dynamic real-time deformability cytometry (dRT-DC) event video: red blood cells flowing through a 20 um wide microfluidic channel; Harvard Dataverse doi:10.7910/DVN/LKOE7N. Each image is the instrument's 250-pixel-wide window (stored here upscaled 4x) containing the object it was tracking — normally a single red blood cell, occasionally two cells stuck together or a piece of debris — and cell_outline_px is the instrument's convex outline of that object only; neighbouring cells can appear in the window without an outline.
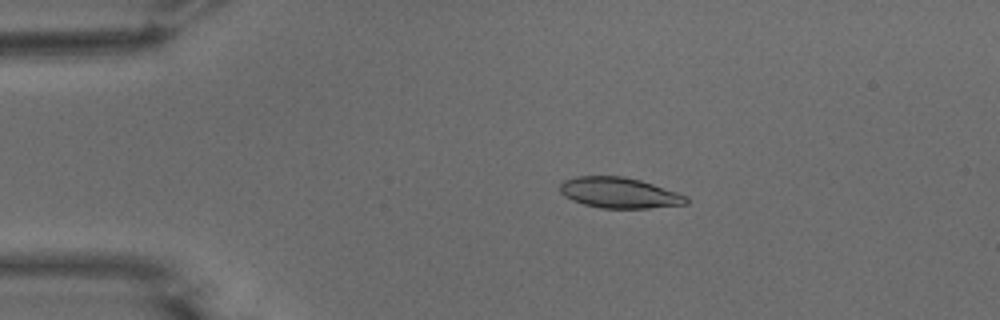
{"species": "common noctule bat (a hibernating species)", "species_latin": "Nyctalus noctula", "temperature_condition": "warm", "stored_images_in_passage": 53, "camera_frame_rate_fps": 3000, "um_per_image_px": 0.085, "animal": {"sex": "male", "body_mass_g": 15.6}, "frame": {"image": 1, "passage_image": 11, "time_ms": 3.333, "image_size_px": [1000, 320], "cell_outline_px": [[688, 204], [648, 208], [600, 208], [584, 204], [572, 200], [564, 196], [560, 192], [560, 184], [564, 180], [576, 176], [624, 176], [640, 180], [688, 196]], "centroid_in_image_um": [52.63, 16.39], "position_along_channel_um": 32.4, "area_um2": 22.54}}
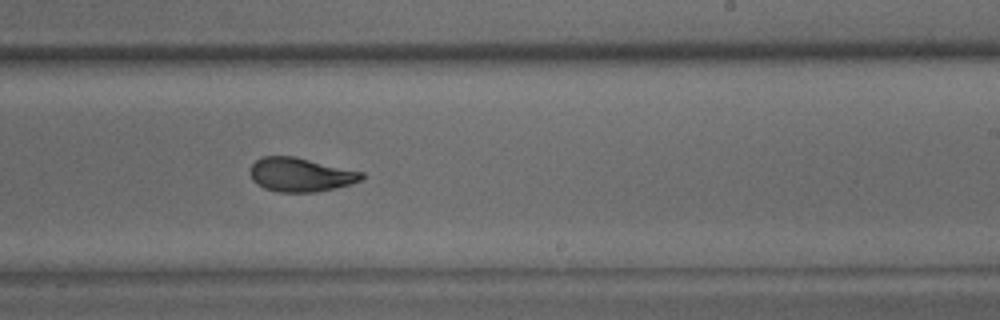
{"frame": {"image": 2, "passage_image": 33, "time_ms": 10.667, "image_size_px": [1000, 320], "cell_outline_px": [[364, 176], [360, 180], [352, 184], [336, 188], [316, 192], [276, 192], [264, 188], [256, 184], [252, 180], [252, 164], [260, 156], [292, 156], [364, 172]], "centroid_in_image_um": [25.55, 14.86], "position_along_channel_um": 263.5, "area_um2": 21.96}}
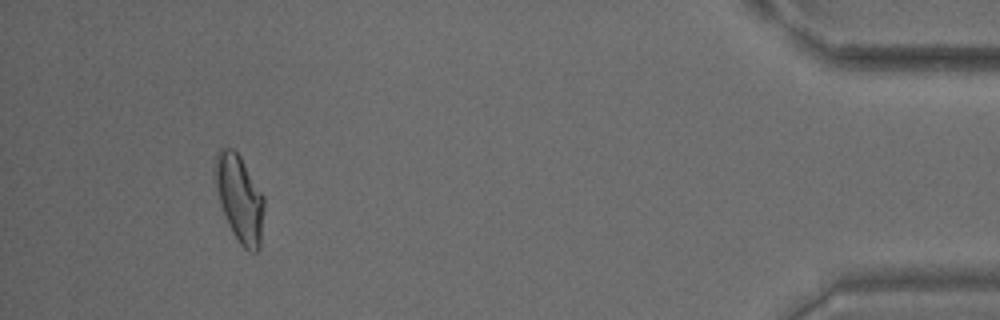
{"frame": {"image": 3, "passage_image": 50, "time_ms": 16.333, "image_size_px": [1000, 320], "cell_outline_px": [[264, 208], [260, 248], [256, 252], [252, 252], [244, 248], [240, 244], [232, 232], [220, 204], [216, 188], [212, 168], [216, 152], [220, 148], [232, 148], [240, 156], [264, 196]], "centroid_in_image_um": [20.34, 16.84], "position_along_channel_um": 414.9, "area_um2": 25.03}, "authors_computed_cell_mechanics": {"area_um2": 22.542, "velocity_mm_per_s": 3.8033, "shape_relaxation_time_tau1_ms": 4.8781, "shape_relaxation_time_tau2_ms": 1.7491, "deformation_change_tau1": 0.184, "deformation_change_tau2": 0.0784}}